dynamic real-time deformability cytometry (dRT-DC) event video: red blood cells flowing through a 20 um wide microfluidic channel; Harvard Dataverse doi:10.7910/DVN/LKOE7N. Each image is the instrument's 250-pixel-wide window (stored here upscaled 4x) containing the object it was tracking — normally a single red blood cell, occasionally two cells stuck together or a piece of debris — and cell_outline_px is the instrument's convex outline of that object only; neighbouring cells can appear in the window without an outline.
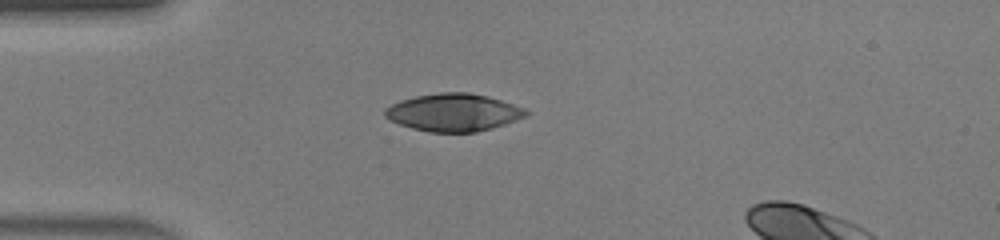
{"species": "human", "species_latin": "Homo sapiens", "temperature_condition": "warm", "stored_images_in_passage": 33, "camera_frame_rate_fps": 3000, "um_per_image_px": 0.085, "donor": {"sex": "male"}, "frame": {"image": 1, "passage_image": 1, "time_ms": 0.0, "image_size_px": [1000, 240], "cell_outline_px": [[528, 116], [492, 128], [476, 132], [428, 132], [412, 128], [400, 124], [384, 116], [384, 108], [400, 100], [416, 96], [440, 92], [468, 92], [488, 96], [524, 108], [528, 112]], "centroid_in_image_um": [38.54, 9.55], "position_along_channel_um": 46.5, "area_um2": 30.81}}
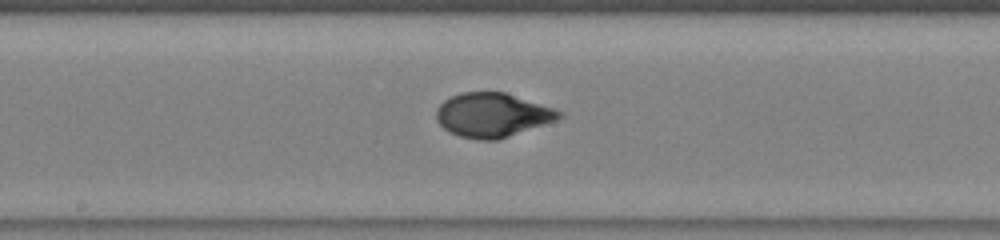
{"frame": {"image": 2, "passage_image": 13, "time_ms": 4.0, "image_size_px": [1000, 240], "cell_outline_px": [[564, 116], [556, 120], [496, 140], [480, 140], [460, 136], [448, 132], [436, 120], [436, 108], [444, 100], [452, 96], [464, 92], [504, 92], [556, 108], [564, 112]], "centroid_in_image_um": [41.86, 9.77], "position_along_channel_um": 206.3, "area_um2": 31.5}}
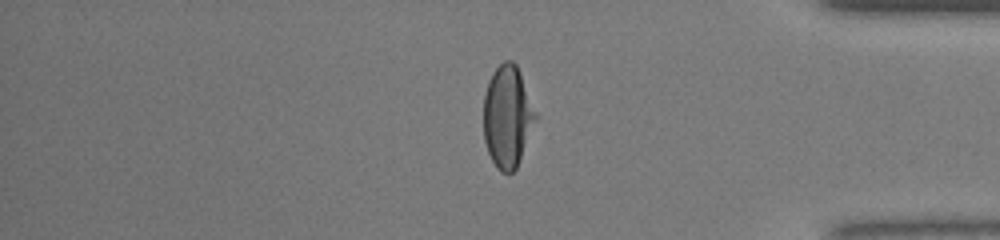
{"frame": {"image": 3, "passage_image": 27, "time_ms": 8.667, "image_size_px": [1000, 240], "cell_outline_px": [[536, 120], [516, 168], [512, 172], [500, 172], [496, 168], [488, 152], [484, 140], [484, 96], [488, 80], [492, 72], [504, 60], [512, 60], [516, 64], [520, 72], [536, 112]], "centroid_in_image_um": [43.12, 9.89], "position_along_channel_um": 392.1, "area_um2": 30.69}, "authors_computed_cell_mechanics": {"area_um2": 31.4432, "velocity_mm_per_s": 4.4808, "shape_relaxation_time_tau1_ms": 3.8383, "shape_relaxation_time_tau2_ms": null, "deformation_change_tau1": 0.2323, "deformation_change_tau2": null}}